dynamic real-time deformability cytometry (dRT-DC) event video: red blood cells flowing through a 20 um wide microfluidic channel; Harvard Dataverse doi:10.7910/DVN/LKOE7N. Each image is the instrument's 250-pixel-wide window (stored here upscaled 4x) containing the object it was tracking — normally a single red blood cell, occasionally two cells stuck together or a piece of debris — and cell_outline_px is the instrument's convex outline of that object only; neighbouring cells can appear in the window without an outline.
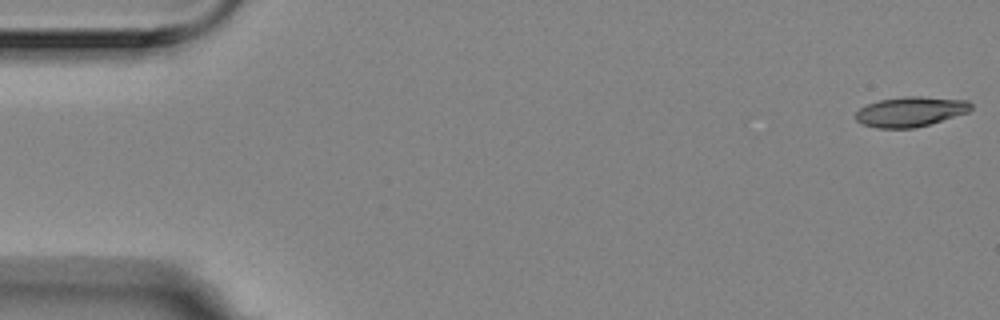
{"species": "Egyptian fruit bat (a non-hibernating species)", "species_latin": "Rousettus aegyptiacus", "temperature_condition": "room temperature", "stored_images_in_passage": 56, "camera_frame_rate_fps": 3000, "um_per_image_px": 0.085, "animal": {"sex": "female"}, "frame": {"image": 1, "passage_image": 1, "time_ms": 0.0, "image_size_px": [1000, 320], "cell_outline_px": [[972, 108], [968, 112], [928, 124], [912, 128], [876, 128], [860, 124], [856, 120], [856, 112], [860, 108], [868, 104], [880, 100], [908, 96], [920, 96], [968, 100], [972, 104]], "centroid_in_image_um": [77.38, 9.49], "position_along_channel_um": 7.6, "area_um2": 20.0}}
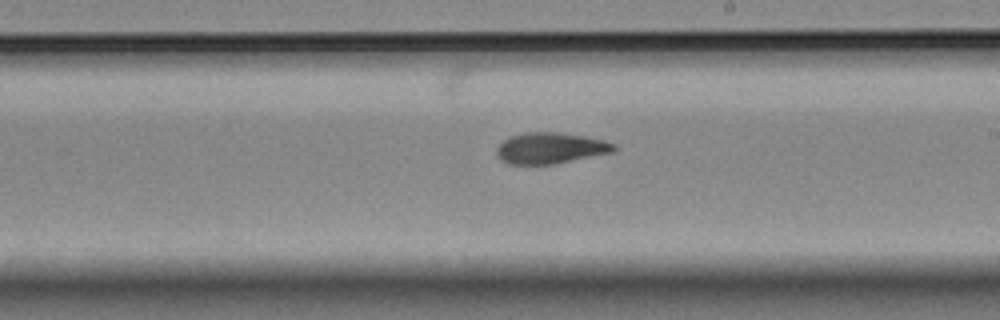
{"frame": {"image": 2, "passage_image": 32, "time_ms": 10.333, "image_size_px": [1000, 320], "cell_outline_px": [[616, 148], [612, 152], [552, 164], [508, 164], [500, 160], [496, 156], [496, 148], [508, 136], [524, 132], [556, 132], [584, 136], [604, 140], [616, 144]], "centroid_in_image_um": [46.73, 12.58], "position_along_channel_um": 242.3, "area_um2": 21.21}}
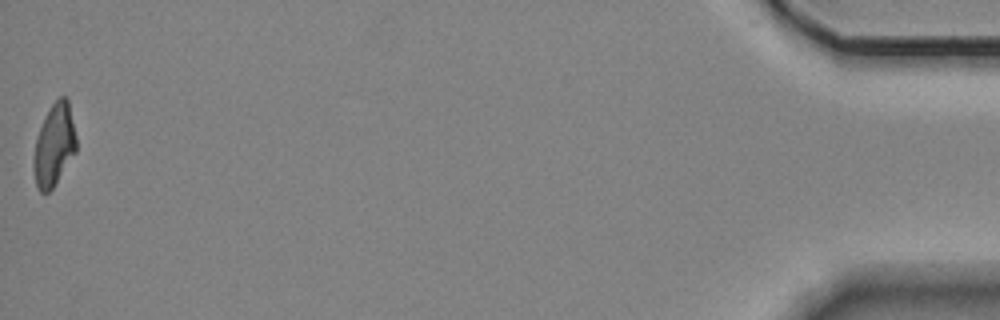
{"frame": {"image": 3, "passage_image": 56, "time_ms": 18.333, "image_size_px": [1000, 320], "cell_outline_px": [[76, 152], [52, 188], [48, 192], [40, 192], [36, 188], [32, 168], [32, 160], [36, 136], [52, 104], [60, 96], [64, 96], [68, 100], [76, 136]], "centroid_in_image_um": [4.58, 12.37], "position_along_channel_um": 430.6, "area_um2": 20.35}, "authors_computed_cell_mechanics": {"area_um2": 21.1548, "velocity_mm_per_s": 3.5445, "shape_relaxation_time_tau1_ms": 6.2258, "shape_relaxation_time_tau2_ms": 4.2041, "deformation_change_tau1": 0.2024, "deformation_change_tau2": 0.1152}}